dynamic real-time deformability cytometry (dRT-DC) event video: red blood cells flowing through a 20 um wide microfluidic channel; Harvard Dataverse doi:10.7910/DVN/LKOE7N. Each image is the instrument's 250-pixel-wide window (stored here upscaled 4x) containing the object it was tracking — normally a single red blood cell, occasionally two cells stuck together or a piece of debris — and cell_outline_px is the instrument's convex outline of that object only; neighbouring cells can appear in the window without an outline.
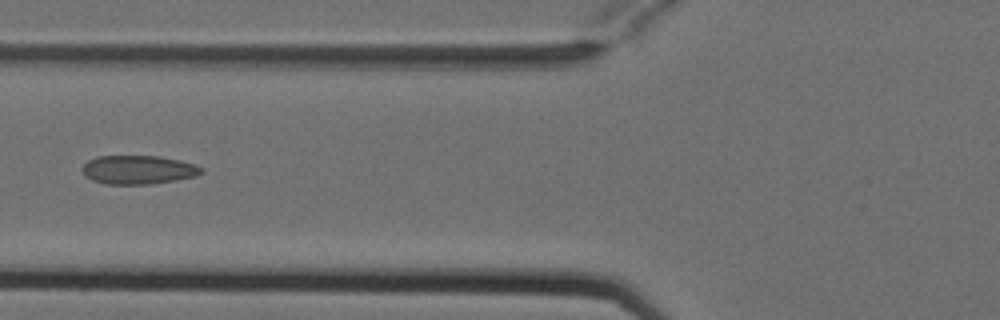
{"species": "Egyptian fruit bat (a non-hibernating species)", "species_latin": "Rousettus aegyptiacus", "temperature_condition": "cold", "stored_images_in_passage": 7, "camera_frame_rate_fps": 3000, "um_per_image_px": 0.085, "animal": {"sex": "female"}, "frame": {"image": 1, "passage_image": 6, "time_ms": 1.667, "image_size_px": [1000, 320], "cell_outline_px": [[204, 172], [196, 176], [176, 180], [152, 184], [108, 184], [92, 180], [84, 176], [80, 168], [88, 160], [96, 156], [160, 156], [180, 160], [196, 164], [204, 168]], "centroid_in_image_um": [11.76, 14.42], "position_along_channel_um": 114.0, "area_um2": 20.23}}
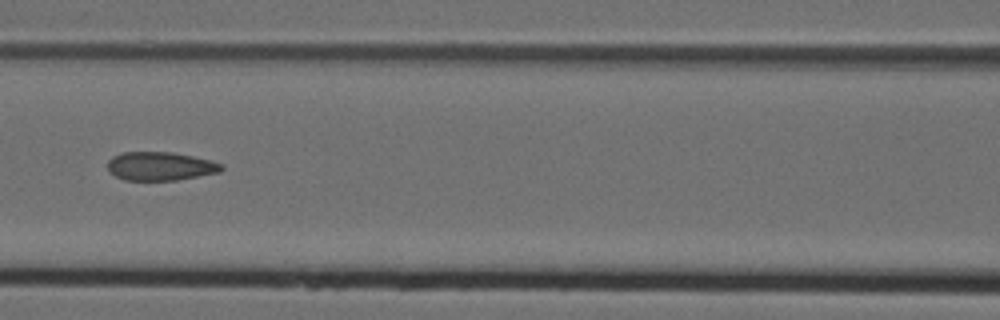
{"frame": {"image": 2, "passage_image": 7, "time_ms": 2.0, "image_size_px": [1000, 320], "cell_outline_px": [[224, 168], [220, 172], [176, 180], [124, 180], [116, 176], [108, 168], [108, 160], [112, 156], [124, 152], [172, 152], [192, 156], [224, 164]], "centroid_in_image_um": [13.64, 14.12], "position_along_channel_um": 153.0, "area_um2": 18.84}}